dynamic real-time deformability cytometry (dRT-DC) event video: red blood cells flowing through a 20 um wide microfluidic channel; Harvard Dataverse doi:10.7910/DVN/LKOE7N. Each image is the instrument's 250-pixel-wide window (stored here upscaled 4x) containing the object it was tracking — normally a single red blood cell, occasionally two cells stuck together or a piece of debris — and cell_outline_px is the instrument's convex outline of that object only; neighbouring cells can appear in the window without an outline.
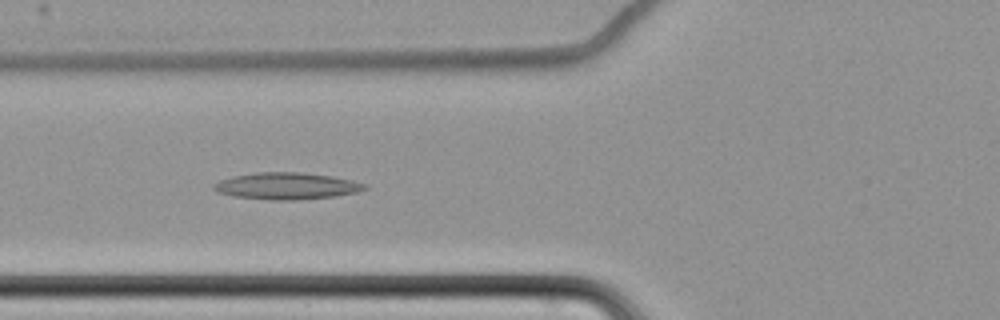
{"species": "common noctule bat (a hibernating species)", "species_latin": "Nyctalus noctula", "temperature_condition": "cold", "stored_images_in_passage": 58, "camera_frame_rate_fps": 3000, "um_per_image_px": 0.085, "animal": {"sex": "female", "body_mass_g": 22.7, "forearm_length_mm": 54.2}, "frame": {"image": 1, "passage_image": 22, "time_ms": 7.0, "image_size_px": [1000, 320], "cell_outline_px": [[368, 188], [356, 192], [336, 196], [296, 200], [272, 200], [232, 196], [216, 192], [212, 188], [212, 184], [220, 180], [232, 176], [256, 172], [300, 172], [332, 176], [352, 180], [364, 184]], "centroid_in_image_um": [24.31, 15.81], "position_along_channel_um": 101.5, "area_um2": 23.64}}
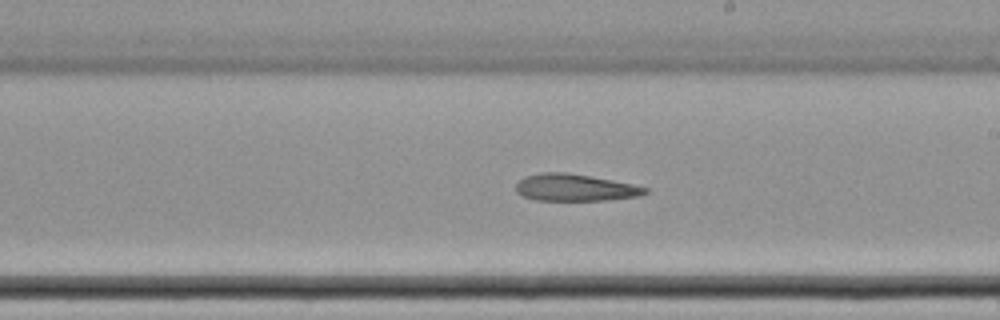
{"frame": {"image": 2, "passage_image": 34, "time_ms": 11.0, "image_size_px": [1000, 320], "cell_outline_px": [[648, 192], [640, 196], [604, 200], [536, 200], [520, 196], [516, 192], [516, 184], [524, 176], [540, 172], [568, 172], [612, 180], [632, 184], [648, 188]], "centroid_in_image_um": [48.83, 15.94], "position_along_channel_um": 240.2, "area_um2": 20.4}}
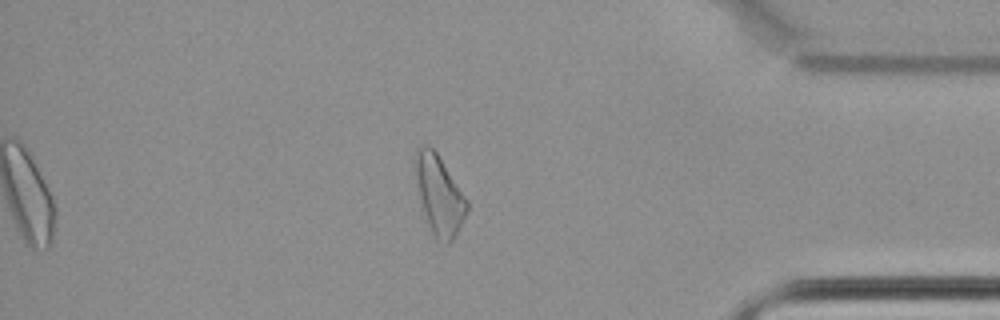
{"frame": {"image": 3, "passage_image": 50, "time_ms": 16.333, "image_size_px": [1000, 320], "cell_outline_px": [[468, 208], [456, 236], [448, 244], [436, 240], [428, 224], [416, 184], [412, 164], [412, 152], [420, 144], [428, 144], [436, 152], [468, 200]], "centroid_in_image_um": [37.28, 16.5], "position_along_channel_um": 397.9, "area_um2": 24.1}, "authors_computed_cell_mechanics": {"area_um2": 23.5824, "velocity_mm_per_s": 3.4654, "shape_relaxation_time_tau1_ms": 8.6382, "shape_relaxation_time_tau2_ms": null, "deformation_change_tau1": 0.1512, "deformation_change_tau2": null}}